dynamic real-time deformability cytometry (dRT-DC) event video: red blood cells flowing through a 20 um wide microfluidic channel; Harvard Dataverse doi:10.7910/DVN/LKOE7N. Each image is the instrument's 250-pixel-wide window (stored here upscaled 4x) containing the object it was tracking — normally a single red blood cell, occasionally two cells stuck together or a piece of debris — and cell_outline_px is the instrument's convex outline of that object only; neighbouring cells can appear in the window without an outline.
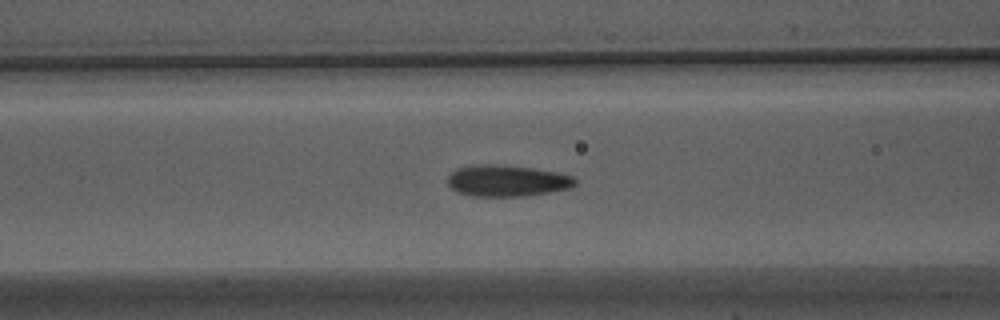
{"species": "Egyptian fruit bat (a non-hibernating species)", "species_latin": "Rousettus aegyptiacus", "temperature_condition": "warm", "stored_images_in_passage": 47, "camera_frame_rate_fps": 3000, "um_per_image_px": 0.085, "animal": {"sex": "male"}, "frame": {"image": 1, "passage_image": 21, "time_ms": 6.667, "image_size_px": [1000, 320], "cell_outline_px": [[576, 184], [568, 188], [548, 192], [524, 196], [472, 196], [456, 192], [448, 184], [448, 176], [456, 168], [472, 164], [484, 164], [532, 168], [556, 172], [572, 176], [576, 180]], "centroid_in_image_um": [43.05, 15.36], "position_along_channel_um": 123.6, "area_um2": 23.12}}
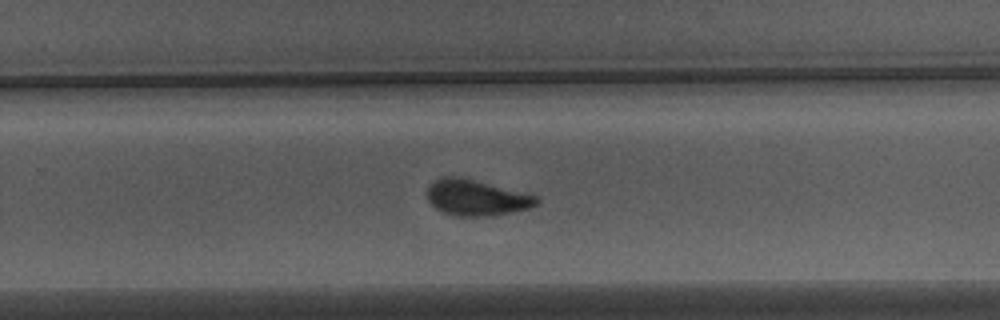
{"frame": {"image": 2, "passage_image": 34, "time_ms": 11.0, "image_size_px": [1000, 320], "cell_outline_px": [[540, 200], [532, 208], [484, 216], [456, 216], [440, 212], [428, 200], [428, 184], [432, 180], [440, 176], [456, 176], [536, 196]], "centroid_in_image_um": [40.41, 16.8], "position_along_channel_um": 289.4, "area_um2": 22.48}}
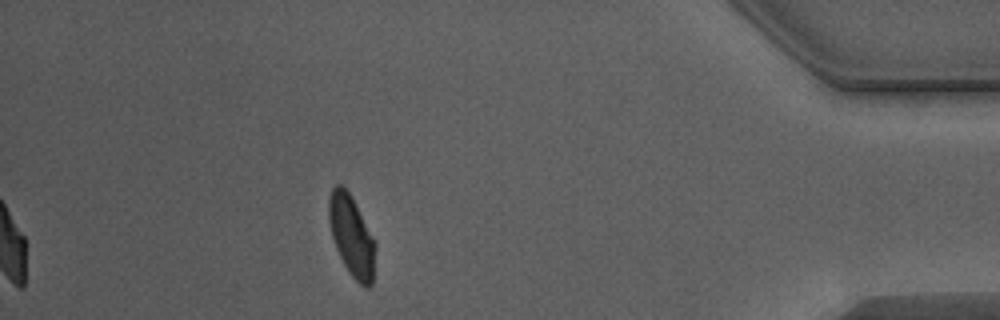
{"frame": {"image": 3, "passage_image": 47, "time_ms": 15.333, "image_size_px": [1000, 320], "cell_outline_px": [[376, 248], [372, 284], [368, 288], [364, 288], [348, 272], [336, 248], [332, 236], [328, 220], [328, 200], [332, 188], [336, 184], [340, 184], [348, 192], [372, 236], [376, 244]], "centroid_in_image_um": [29.88, 20.09], "position_along_channel_um": 405.3, "area_um2": 21.56}, "authors_computed_cell_mechanics": {"area_um2": 22.3686, "velocity_mm_per_s": 3.8336, "shape_relaxation_time_tau1_ms": 3.9812, "shape_relaxation_time_tau2_ms": 1.2369, "deformation_change_tau1": 0.1501, "deformation_change_tau2": 0.0767}}